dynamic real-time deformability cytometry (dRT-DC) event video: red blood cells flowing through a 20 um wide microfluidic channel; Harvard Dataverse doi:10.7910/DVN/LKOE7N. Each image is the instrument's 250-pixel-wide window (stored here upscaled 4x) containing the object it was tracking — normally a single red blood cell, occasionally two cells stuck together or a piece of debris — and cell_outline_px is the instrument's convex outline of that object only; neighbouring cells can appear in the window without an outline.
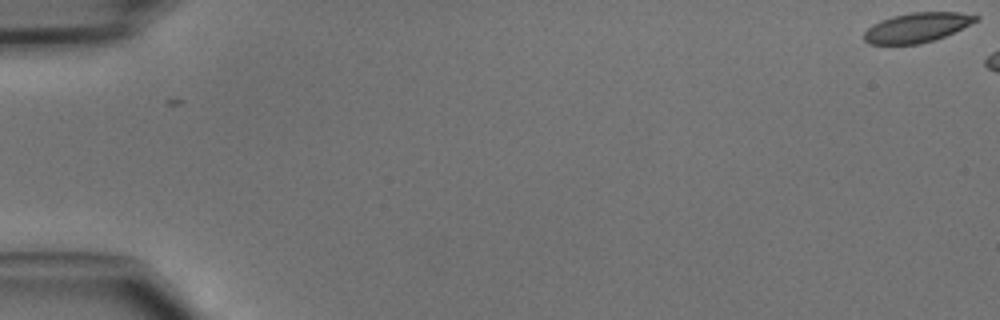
{"species": "common noctule bat (a hibernating species)", "species_latin": "Nyctalus noctula", "temperature_condition": "cold", "stored_images_in_passage": 6, "camera_frame_rate_fps": 3000, "um_per_image_px": 0.085, "animal": {"sex": "male", "body_mass_g": 15.6}, "frame": {"image": 1, "passage_image": 1, "time_ms": 0.0, "image_size_px": [1000, 320], "cell_outline_px": [[980, 16], [976, 20], [944, 36], [920, 44], [868, 44], [864, 40], [864, 32], [872, 24], [880, 20], [892, 16], [912, 12], [960, 12]], "centroid_in_image_um": [77.87, 2.33], "position_along_channel_um": 7.1, "area_um2": 19.02}}